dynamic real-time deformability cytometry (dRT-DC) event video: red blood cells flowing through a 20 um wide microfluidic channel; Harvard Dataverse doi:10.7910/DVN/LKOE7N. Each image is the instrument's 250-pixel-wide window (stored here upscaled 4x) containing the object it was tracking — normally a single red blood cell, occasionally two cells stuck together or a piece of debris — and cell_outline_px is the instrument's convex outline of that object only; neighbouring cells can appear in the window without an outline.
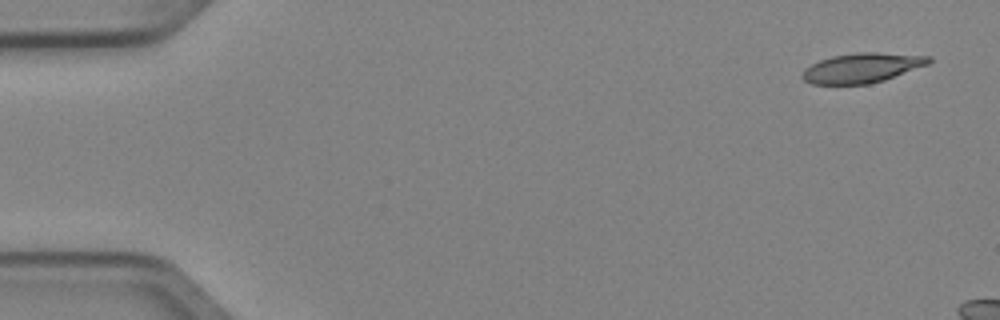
{"species": "Egyptian fruit bat (a non-hibernating species)", "species_latin": "Rousettus aegyptiacus", "temperature_condition": "cold", "stored_images_in_passage": 5, "camera_frame_rate_fps": 3000, "um_per_image_px": 0.085, "animal": {"sex": "female"}, "frame": {"image": 1, "passage_image": 1, "time_ms": 0.0, "image_size_px": [1000, 320], "cell_outline_px": [[932, 60], [928, 64], [884, 80], [868, 84], [812, 84], [804, 80], [800, 76], [804, 68], [820, 60], [832, 56], [856, 52], [880, 52], [932, 56]], "centroid_in_image_um": [73.26, 5.76], "position_along_channel_um": 11.7, "area_um2": 21.96}}